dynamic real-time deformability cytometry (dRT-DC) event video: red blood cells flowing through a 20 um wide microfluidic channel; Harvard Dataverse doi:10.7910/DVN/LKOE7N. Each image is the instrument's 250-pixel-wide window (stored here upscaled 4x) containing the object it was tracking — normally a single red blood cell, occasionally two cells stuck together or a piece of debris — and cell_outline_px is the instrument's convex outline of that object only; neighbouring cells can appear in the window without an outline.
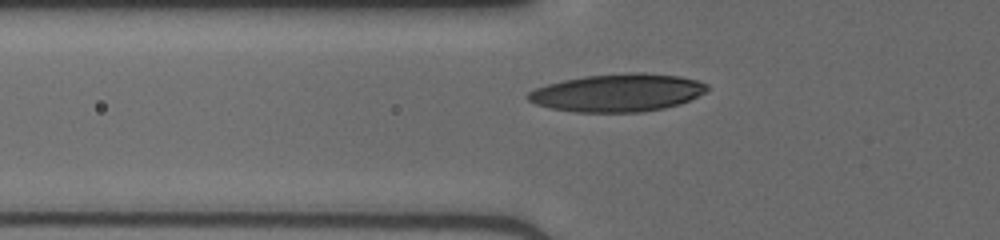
{"species": "human", "species_latin": "Homo sapiens", "temperature_condition": "cold", "stored_images_in_passage": 28, "camera_frame_rate_fps": 3000, "um_per_image_px": 0.085, "donor": {"sex": "male"}, "frame": {"image": 1, "passage_image": 2, "time_ms": 0.333, "image_size_px": [1000, 240], "cell_outline_px": [[708, 88], [704, 92], [680, 104], [664, 108], [644, 112], [576, 112], [552, 108], [536, 104], [528, 100], [524, 96], [528, 92], [536, 88], [548, 84], [564, 80], [584, 76], [628, 72], [640, 72], [680, 76], [696, 80], [708, 84]], "centroid_in_image_um": [52.48, 7.88], "position_along_channel_um": 73.3, "area_um2": 39.42}}
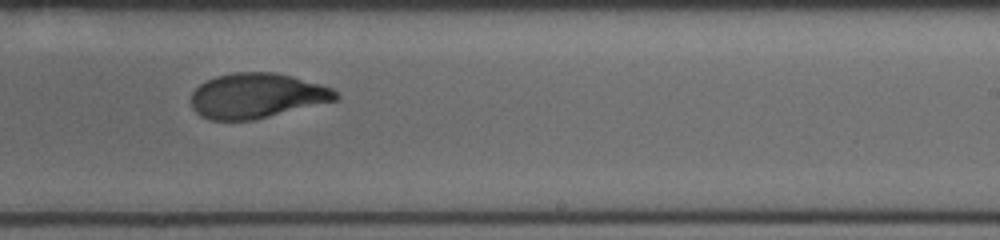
{"frame": {"image": 2, "passage_image": 16, "time_ms": 5.0, "image_size_px": [1000, 240], "cell_outline_px": [[340, 96], [336, 100], [252, 120], [212, 120], [200, 116], [192, 108], [192, 92], [200, 84], [216, 76], [232, 72], [276, 72], [292, 76], [320, 84], [332, 88]], "centroid_in_image_um": [21.81, 8.13], "position_along_channel_um": 267.2, "area_um2": 37.69}}
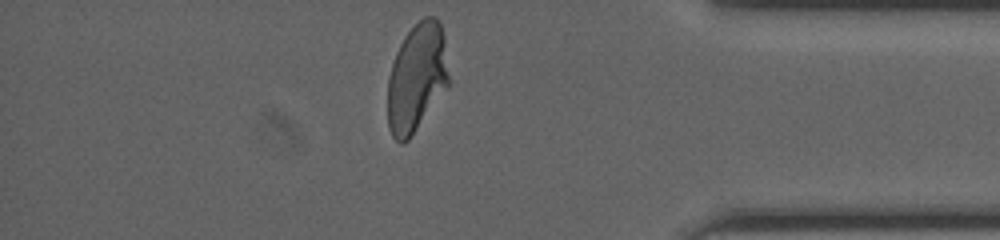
{"frame": {"image": 3, "passage_image": 27, "time_ms": 8.667, "image_size_px": [1000, 240], "cell_outline_px": [[448, 84], [408, 140], [404, 144], [400, 144], [392, 136], [388, 128], [388, 76], [396, 52], [404, 36], [424, 16], [436, 16], [440, 20], [444, 36], [448, 76]], "centroid_in_image_um": [35.4, 6.58], "position_along_channel_um": 399.8, "area_um2": 38.21}}